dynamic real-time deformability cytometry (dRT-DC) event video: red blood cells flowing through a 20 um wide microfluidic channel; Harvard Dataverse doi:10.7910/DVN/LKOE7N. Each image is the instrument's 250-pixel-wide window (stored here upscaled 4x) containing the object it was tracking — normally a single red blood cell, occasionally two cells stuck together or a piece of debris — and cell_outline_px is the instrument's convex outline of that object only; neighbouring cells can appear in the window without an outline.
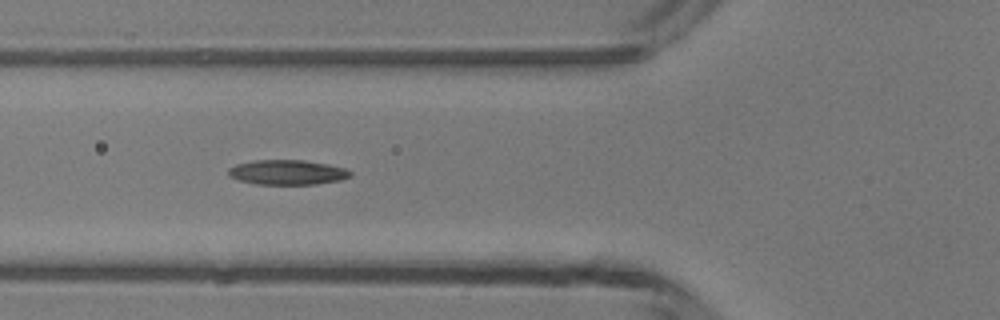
{"species": "common noctule bat (a hibernating species)", "species_latin": "Nyctalus noctula", "temperature_condition": "room temperature", "stored_images_in_passage": 6, "camera_frame_rate_fps": 3000, "um_per_image_px": 0.085, "animal": {"sex": "male", "body_mass_g": 13.3}, "frame": {"image": 1, "passage_image": 6, "time_ms": 5.667, "image_size_px": [1000, 320], "cell_outline_px": [[352, 176], [340, 180], [316, 184], [256, 184], [240, 180], [228, 176], [228, 168], [236, 164], [252, 160], [304, 160], [328, 164], [344, 168], [352, 172]], "centroid_in_image_um": [24.41, 14.64], "position_along_channel_um": 101.4, "area_um2": 17.69}}